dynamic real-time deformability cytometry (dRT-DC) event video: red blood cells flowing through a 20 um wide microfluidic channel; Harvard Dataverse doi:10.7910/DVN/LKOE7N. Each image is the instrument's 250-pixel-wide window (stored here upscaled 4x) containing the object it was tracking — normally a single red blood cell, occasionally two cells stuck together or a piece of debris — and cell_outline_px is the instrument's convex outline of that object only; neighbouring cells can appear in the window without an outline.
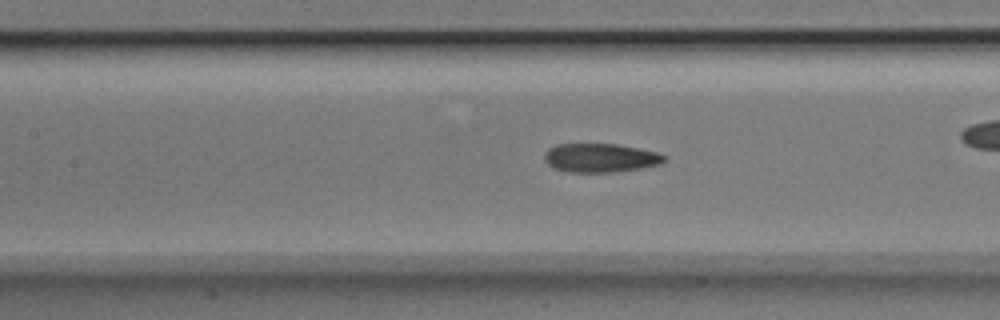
{"species": "Egyptian fruit bat (a non-hibernating species)", "species_latin": "Rousettus aegyptiacus", "temperature_condition": "room temperature", "stored_images_in_passage": 52, "camera_frame_rate_fps": 3000, "um_per_image_px": 0.085, "animal": {"sex": "male"}, "frame": {"image": 1, "passage_image": 23, "time_ms": 7.333, "image_size_px": [1000, 320], "cell_outline_px": [[668, 156], [660, 164], [640, 168], [612, 172], [568, 172], [552, 168], [544, 160], [544, 152], [548, 148], [556, 144], [616, 144], [656, 152]], "centroid_in_image_um": [50.98, 13.42], "position_along_channel_um": 156.4, "area_um2": 20.11}}
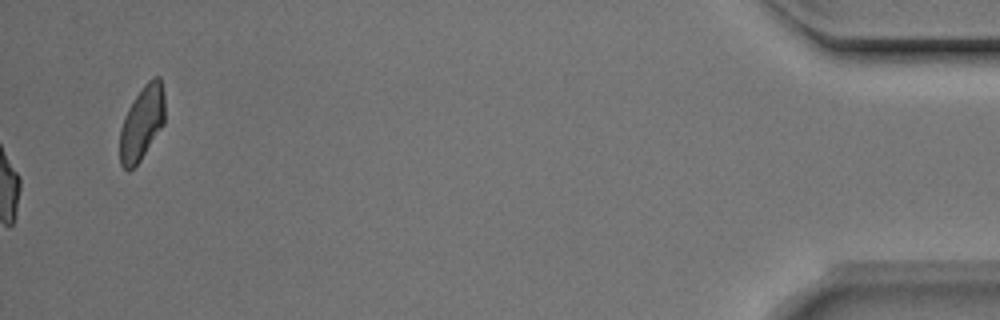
{"frame": {"image": 2, "passage_image": 52, "time_ms": 17.0, "image_size_px": [1000, 320], "cell_outline_px": [[164, 124], [140, 160], [128, 172], [120, 164], [120, 128], [124, 116], [128, 108], [144, 84], [152, 76], [160, 76], [164, 96]], "centroid_in_image_um": [12.06, 10.43], "position_along_channel_um": 423.1, "area_um2": 19.36}, "authors_computed_cell_mechanics": {"area_um2": 20.4612, "velocity_mm_per_s": 3.987, "shape_relaxation_time_tau1_ms": null, "shape_relaxation_time_tau2_ms": 2.3048, "deformation_change_tau1": null, "deformation_change_tau2": 0.0933}}